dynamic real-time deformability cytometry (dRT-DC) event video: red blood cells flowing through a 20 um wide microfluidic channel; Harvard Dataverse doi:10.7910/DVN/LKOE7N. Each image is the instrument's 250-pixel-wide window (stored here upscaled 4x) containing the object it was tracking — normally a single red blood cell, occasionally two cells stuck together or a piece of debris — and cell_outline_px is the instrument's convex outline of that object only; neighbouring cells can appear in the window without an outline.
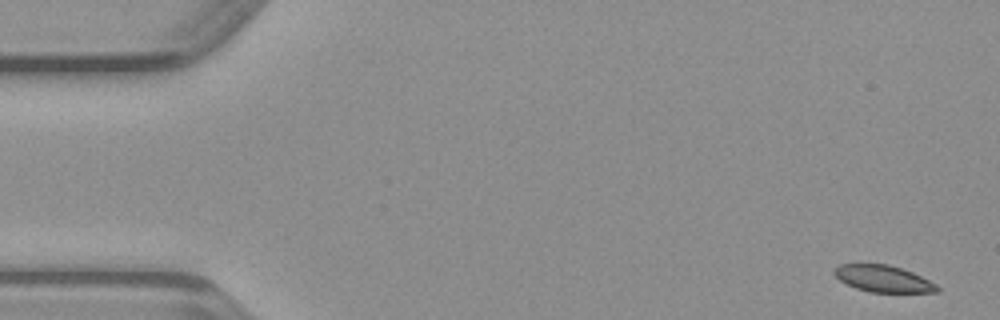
{"species": "common noctule bat (a hibernating species)", "species_latin": "Nyctalus noctula", "temperature_condition": "warm", "stored_images_in_passage": 48, "camera_frame_rate_fps": 3000, "um_per_image_px": 0.085, "animal": {"sex": "male", "body_mass_g": 23.1, "forearm_length_mm": 52.7}, "frame": {"image": 1, "passage_image": 1, "time_ms": 0.0, "image_size_px": [1000, 320], "cell_outline_px": [[940, 292], [868, 292], [856, 288], [840, 280], [832, 272], [840, 264], [888, 264], [912, 272], [936, 284], [940, 288]], "centroid_in_image_um": [75.08, 23.69], "position_along_channel_um": 9.9, "area_um2": 15.84}}
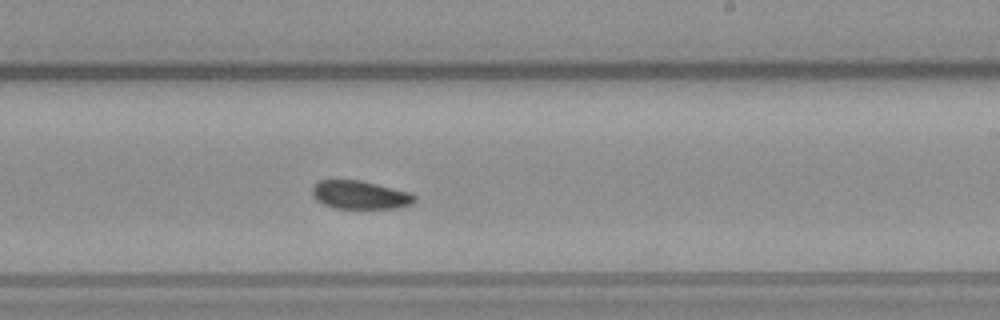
{"frame": {"image": 2, "passage_image": 28, "time_ms": 9.0, "image_size_px": [1000, 320], "cell_outline_px": [[416, 200], [412, 204], [396, 208], [332, 208], [316, 200], [312, 196], [312, 184], [320, 180], [360, 180], [412, 192], [416, 196]], "centroid_in_image_um": [30.6, 16.56], "position_along_channel_um": 258.4, "area_um2": 17.11}}
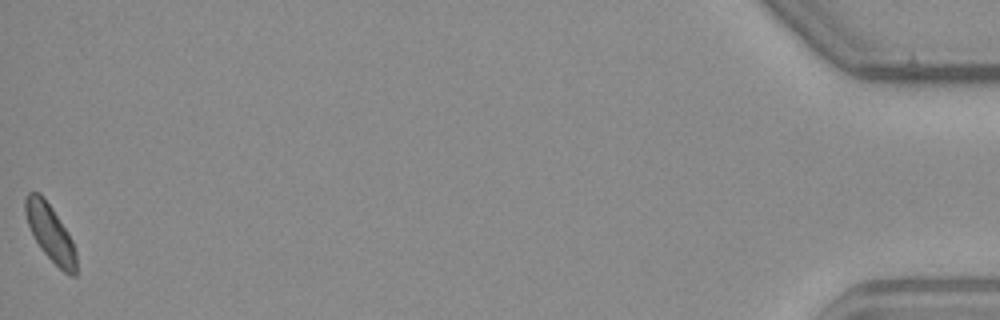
{"frame": {"image": 3, "passage_image": 48, "time_ms": 15.667, "image_size_px": [1000, 320], "cell_outline_px": [[76, 276], [72, 276], [64, 272], [40, 248], [28, 224], [24, 212], [24, 200], [28, 192], [40, 192], [52, 208], [68, 232], [76, 248]], "centroid_in_image_um": [4.28, 19.77], "position_along_channel_um": 430.9, "area_um2": 16.7}}